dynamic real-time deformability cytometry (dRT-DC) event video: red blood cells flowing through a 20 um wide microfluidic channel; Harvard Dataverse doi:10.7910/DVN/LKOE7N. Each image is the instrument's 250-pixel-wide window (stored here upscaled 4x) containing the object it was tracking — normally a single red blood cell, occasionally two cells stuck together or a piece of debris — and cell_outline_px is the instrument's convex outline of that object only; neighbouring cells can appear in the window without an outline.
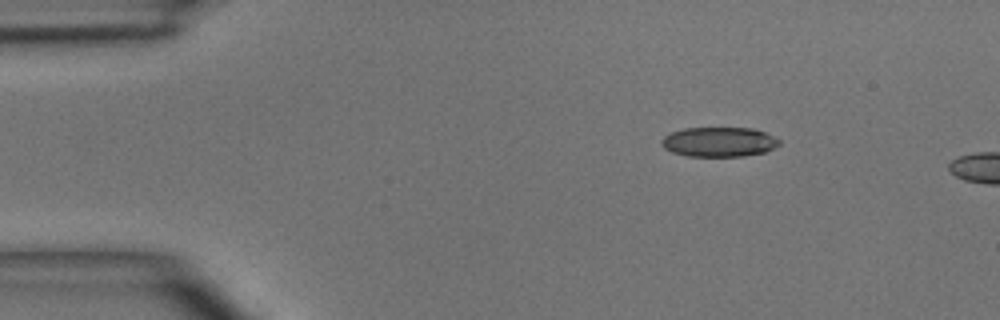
{"species": "common noctule bat (a hibernating species)", "species_latin": "Nyctalus noctula", "temperature_condition": "room temperature", "stored_images_in_passage": 2, "camera_frame_rate_fps": 3000, "um_per_image_px": 0.085, "animal": {"sex": "male", "body_mass_g": 15.6}, "frame": {"image": 1, "passage_image": 1, "time_ms": 0.0, "image_size_px": [1000, 320], "cell_outline_px": [[780, 144], [764, 152], [744, 156], [688, 156], [672, 152], [664, 148], [660, 144], [660, 140], [664, 136], [672, 132], [684, 128], [752, 128], [764, 132], [780, 140]], "centroid_in_image_um": [61.08, 12.06], "position_along_channel_um": 23.9, "area_um2": 20.29}}